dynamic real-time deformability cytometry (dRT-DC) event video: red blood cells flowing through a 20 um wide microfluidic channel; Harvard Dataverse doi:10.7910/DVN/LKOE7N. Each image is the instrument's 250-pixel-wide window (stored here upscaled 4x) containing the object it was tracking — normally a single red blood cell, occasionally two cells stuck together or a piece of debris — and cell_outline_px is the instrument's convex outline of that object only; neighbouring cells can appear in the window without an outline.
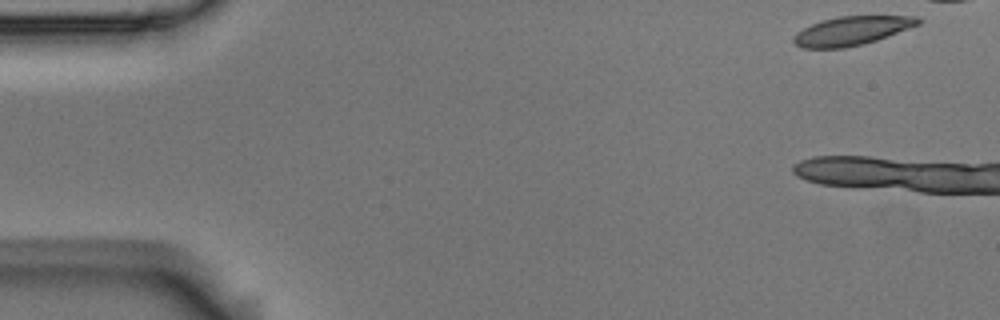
{"species": "Egyptian fruit bat (a non-hibernating species)", "species_latin": "Rousettus aegyptiacus", "temperature_condition": "room temperature", "stored_images_in_passage": 4, "camera_frame_rate_fps": 3000, "um_per_image_px": 0.085, "animal": {"sex": "male"}, "frame": {"image": 1, "passage_image": 1, "time_ms": 0.0, "image_size_px": [1000, 320], "cell_outline_px": [[920, 24], [876, 40], [864, 44], [844, 48], [800, 48], [792, 40], [792, 36], [796, 32], [812, 24], [824, 20], [840, 16], [916, 16], [920, 20]], "centroid_in_image_um": [72.36, 2.62], "position_along_channel_um": 12.6, "area_um2": 20.75}}